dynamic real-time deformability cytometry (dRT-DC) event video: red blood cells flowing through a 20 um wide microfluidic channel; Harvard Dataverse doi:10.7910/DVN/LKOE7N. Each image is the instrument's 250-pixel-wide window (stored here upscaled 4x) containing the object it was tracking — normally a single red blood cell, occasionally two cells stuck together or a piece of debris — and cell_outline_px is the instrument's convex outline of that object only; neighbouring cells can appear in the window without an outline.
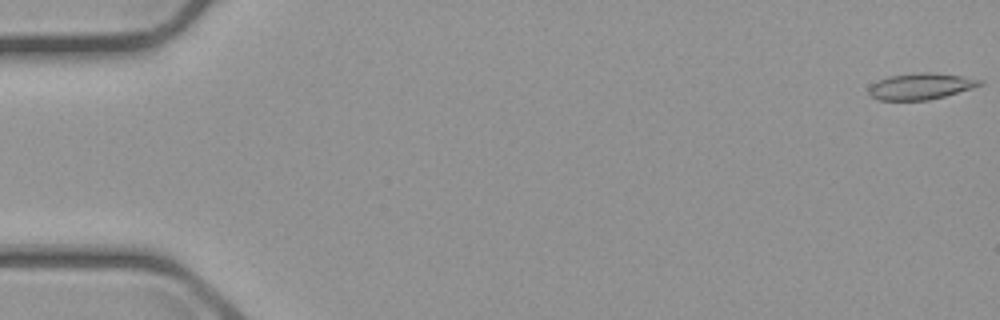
{"species": "common noctule bat (a hibernating species)", "species_latin": "Nyctalus noctula", "temperature_condition": "cold", "stored_images_in_passage": 15, "camera_frame_rate_fps": 3000, "um_per_image_px": 0.085, "animal": {"sex": "male", "body_mass_g": 23.1, "forearm_length_mm": 52.7}, "frame": {"image": 1, "passage_image": 1, "time_ms": 0.0, "image_size_px": [1000, 320], "cell_outline_px": [[984, 84], [972, 88], [944, 96], [928, 100], [880, 100], [872, 96], [868, 92], [868, 88], [872, 84], [888, 76], [920, 72], [928, 72], [960, 76], [984, 80]], "centroid_in_image_um": [78.27, 7.33], "position_along_channel_um": 6.7, "area_um2": 16.82}}
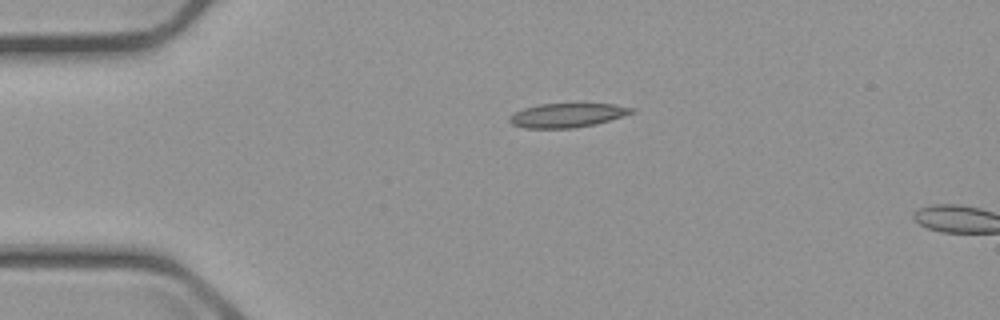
{"frame": {"image": 2, "passage_image": 13, "time_ms": 4.0, "image_size_px": [1000, 320], "cell_outline_px": [[636, 112], [596, 124], [572, 128], [524, 128], [512, 124], [508, 120], [516, 112], [524, 108], [540, 104], [616, 104], [636, 108]], "centroid_in_image_um": [48.27, 9.8], "position_along_channel_um": 36.7, "area_um2": 17.05}}